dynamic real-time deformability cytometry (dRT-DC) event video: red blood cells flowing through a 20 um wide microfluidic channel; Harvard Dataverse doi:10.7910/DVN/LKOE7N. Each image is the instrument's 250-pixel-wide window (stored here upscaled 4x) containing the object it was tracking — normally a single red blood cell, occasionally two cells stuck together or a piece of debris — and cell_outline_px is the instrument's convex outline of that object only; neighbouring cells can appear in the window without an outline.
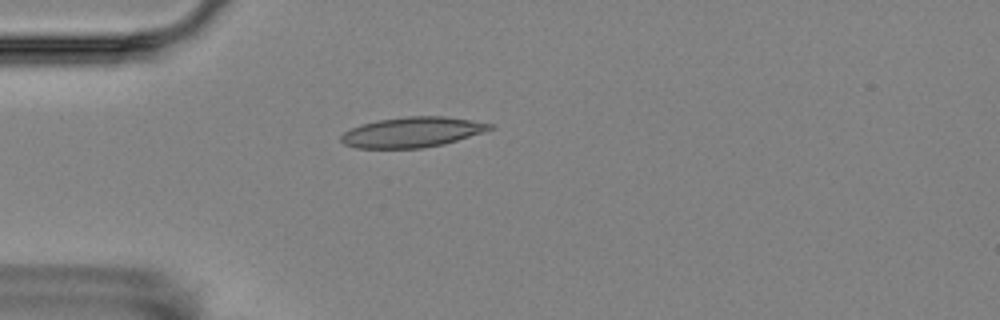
{"species": "Egyptian fruit bat (a non-hibernating species)", "species_latin": "Rousettus aegyptiacus", "temperature_condition": "room temperature", "stored_images_in_passage": 5, "camera_frame_rate_fps": 3000, "um_per_image_px": 0.085, "animal": {"sex": "female"}, "frame": {"image": 1, "passage_image": 4, "time_ms": 4.667, "image_size_px": [1000, 320], "cell_outline_px": [[496, 128], [484, 132], [444, 144], [424, 148], [356, 148], [344, 144], [340, 140], [340, 136], [344, 132], [360, 124], [376, 120], [408, 116], [444, 116], [496, 124]], "centroid_in_image_um": [35.06, 11.23], "position_along_channel_um": 49.9, "area_um2": 26.41}}